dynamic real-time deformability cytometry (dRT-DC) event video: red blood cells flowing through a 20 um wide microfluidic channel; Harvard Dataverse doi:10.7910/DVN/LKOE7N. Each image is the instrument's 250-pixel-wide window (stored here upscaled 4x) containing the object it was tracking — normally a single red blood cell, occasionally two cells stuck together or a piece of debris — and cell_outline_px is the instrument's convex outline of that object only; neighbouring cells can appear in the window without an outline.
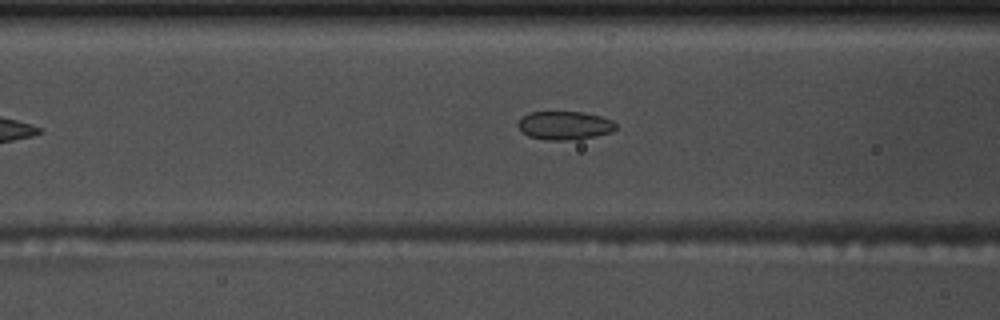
{"species": "common noctule bat (a hibernating species)", "species_latin": "Nyctalus noctula", "temperature_condition": "warm", "stored_images_in_passage": 29, "camera_frame_rate_fps": 3000, "um_per_image_px": 0.085, "animal": {"sex": "male", "body_mass_g": 17.5, "forearm_length_mm": 52.3}, "frame": {"image": 1, "passage_image": 6, "time_ms": 1.667, "image_size_px": [1000, 320], "cell_outline_px": [[616, 128], [612, 132], [596, 136], [568, 140], [548, 140], [528, 136], [516, 124], [524, 116], [532, 112], [584, 112], [600, 116], [612, 120], [616, 124]], "centroid_in_image_um": [48.02, 10.66], "position_along_channel_um": 118.6, "area_um2": 16.07}}
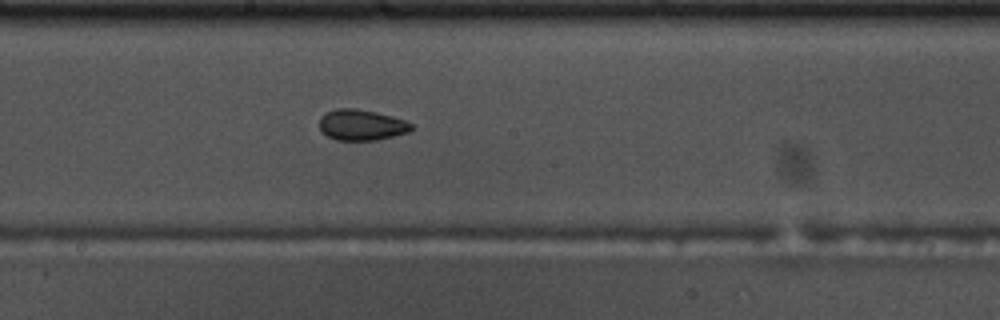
{"frame": {"image": 2, "passage_image": 14, "time_ms": 4.333, "image_size_px": [1000, 320], "cell_outline_px": [[412, 128], [408, 132], [376, 140], [336, 140], [328, 136], [320, 128], [320, 116], [324, 112], [336, 108], [356, 108], [376, 112], [392, 116], [404, 120], [412, 124]], "centroid_in_image_um": [30.7, 10.6], "position_along_channel_um": 217.5, "area_um2": 16.47}}
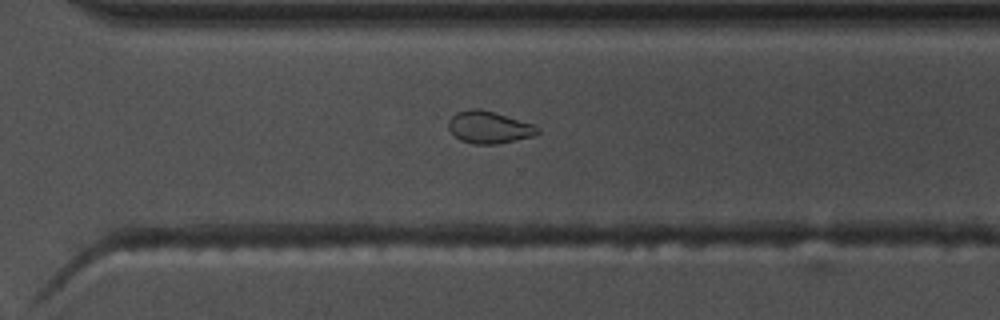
{"frame": {"image": 3, "passage_image": 23, "time_ms": 7.333, "image_size_px": [1000, 320], "cell_outline_px": [[540, 132], [532, 136], [496, 144], [472, 144], [460, 140], [448, 128], [448, 120], [456, 112], [472, 108], [480, 108], [532, 124], [540, 128]], "centroid_in_image_um": [41.53, 10.82], "position_along_channel_um": 329.1, "area_um2": 16.53}}